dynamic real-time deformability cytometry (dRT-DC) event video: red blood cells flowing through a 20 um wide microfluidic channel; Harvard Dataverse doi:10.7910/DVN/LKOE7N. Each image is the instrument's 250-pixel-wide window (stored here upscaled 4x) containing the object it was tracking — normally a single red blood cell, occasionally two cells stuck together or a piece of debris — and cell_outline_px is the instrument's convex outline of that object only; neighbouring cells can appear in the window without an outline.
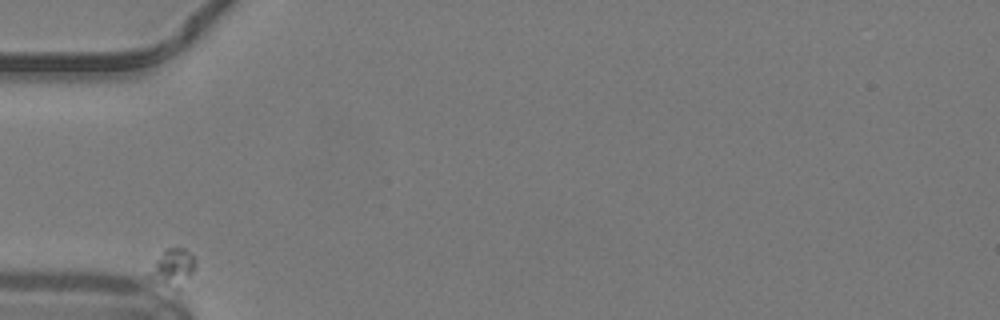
{"species": "common noctule bat (a hibernating species)", "species_latin": "Nyctalus noctula", "temperature_condition": "warm", "stored_images_in_passage": 32, "camera_frame_rate_fps": 3000, "um_per_image_px": 0.085, "animal": {"sex": "male", "body_mass_g": 19.2, "forearm_length_mm": 51.8}, "frame": {"image": 1, "passage_image": 1, "time_ms": 0.0, "image_size_px": [1000, 320], "cell_outline_px": [[196, 268], [180, 288], [172, 288], [148, 280], [148, 272], [164, 248], [184, 248], [192, 252], [196, 264]], "centroid_in_image_um": [14.68, 22.74], "position_along_channel_um": 70.3, "area_um2": 10.23}}
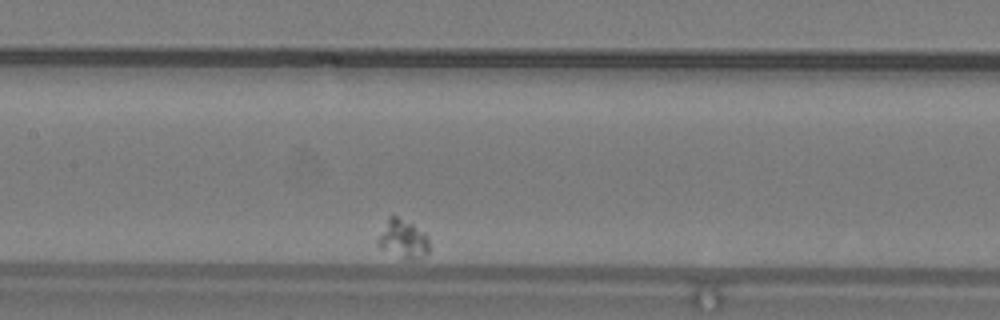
{"frame": {"image": 2, "passage_image": 12, "time_ms": 3.667, "image_size_px": [1000, 320], "cell_outline_px": [[428, 252], [420, 260], [408, 260], [380, 248], [380, 236], [388, 216], [396, 216], [412, 224], [424, 232], [428, 236]], "centroid_in_image_um": [34.32, 20.34], "position_along_channel_um": 173.1, "area_um2": 11.21}}
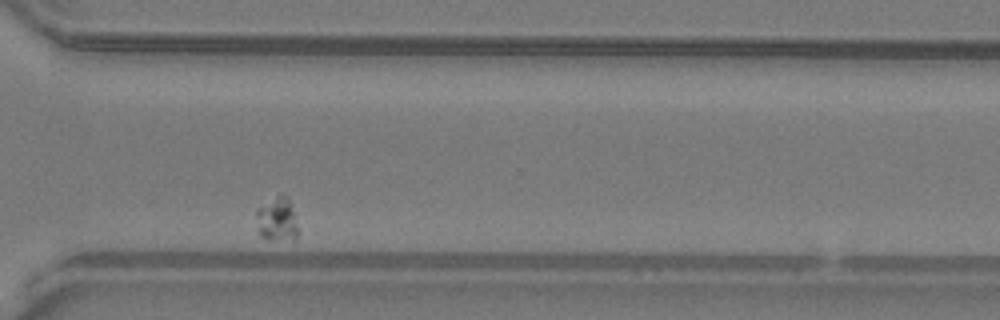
{"frame": {"image": 3, "passage_image": 29, "time_ms": 9.333, "image_size_px": [1000, 320], "cell_outline_px": [[296, 240], [268, 240], [260, 236], [256, 216], [256, 212], [260, 208], [276, 196], [284, 196], [288, 200], [296, 216]], "centroid_in_image_um": [23.55, 18.71], "position_along_channel_um": 347.0, "area_um2": 10.35}}